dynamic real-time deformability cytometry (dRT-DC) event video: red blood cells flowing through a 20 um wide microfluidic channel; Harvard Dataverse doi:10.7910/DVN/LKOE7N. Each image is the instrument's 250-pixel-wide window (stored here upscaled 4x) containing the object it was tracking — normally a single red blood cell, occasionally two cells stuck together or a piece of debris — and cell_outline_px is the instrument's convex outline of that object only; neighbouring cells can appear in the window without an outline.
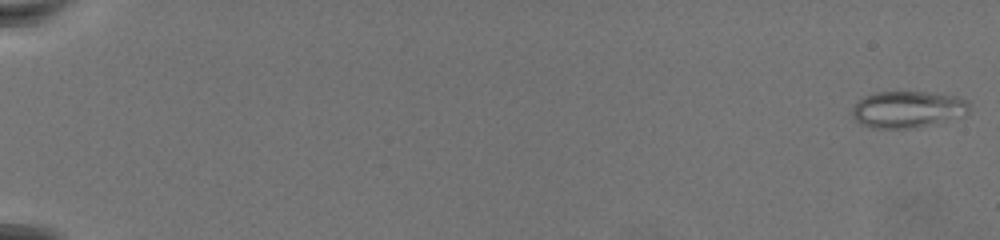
{"species": "common noctule bat (a hibernating species)", "species_latin": "Nyctalus noctula", "temperature_condition": "warm", "stored_images_in_passage": 74, "camera_frame_rate_fps": 3000, "um_per_image_px": 0.085, "animal": {"sex": "female", "body_mass_g": 19.5, "forearm_length_mm": 54.1}, "frame": {"image": 1, "passage_image": 2, "time_ms": 0.333, "image_size_px": [1000, 240], "cell_outline_px": [[968, 112], [964, 116], [916, 128], [872, 128], [860, 124], [852, 116], [852, 108], [864, 96], [876, 92], [928, 92], [956, 96], [968, 100]], "centroid_in_image_um": [77.16, 9.3], "position_along_channel_um": 7.8, "area_um2": 25.09}}
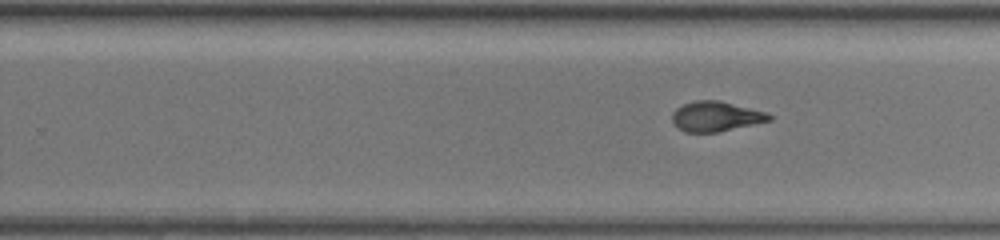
{"frame": {"image": 2, "passage_image": 50, "time_ms": 16.333, "image_size_px": [1000, 240], "cell_outline_px": [[772, 120], [720, 132], [684, 132], [676, 128], [672, 124], [672, 112], [676, 108], [684, 104], [696, 100], [716, 100], [768, 112], [772, 116]], "centroid_in_image_um": [60.82, 9.91], "position_along_channel_um": 269.0, "area_um2": 17.11}}
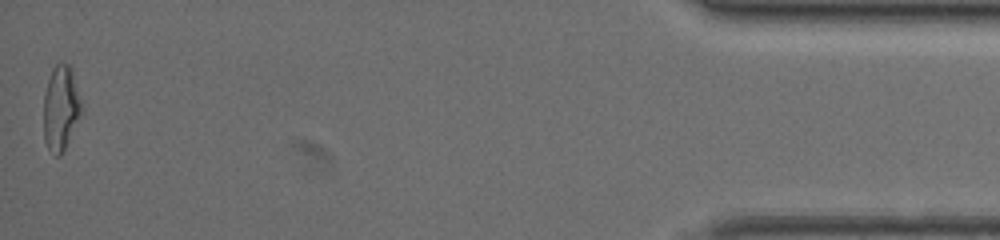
{"frame": {"image": 3, "passage_image": 74, "time_ms": 24.333, "image_size_px": [1000, 240], "cell_outline_px": [[84, 108], [64, 152], [60, 156], [56, 156], [48, 148], [44, 140], [44, 96], [48, 80], [52, 68], [56, 64], [68, 64], [72, 68]], "centroid_in_image_um": [5.2, 9.2], "position_along_channel_um": 430.0, "area_um2": 19.02}}